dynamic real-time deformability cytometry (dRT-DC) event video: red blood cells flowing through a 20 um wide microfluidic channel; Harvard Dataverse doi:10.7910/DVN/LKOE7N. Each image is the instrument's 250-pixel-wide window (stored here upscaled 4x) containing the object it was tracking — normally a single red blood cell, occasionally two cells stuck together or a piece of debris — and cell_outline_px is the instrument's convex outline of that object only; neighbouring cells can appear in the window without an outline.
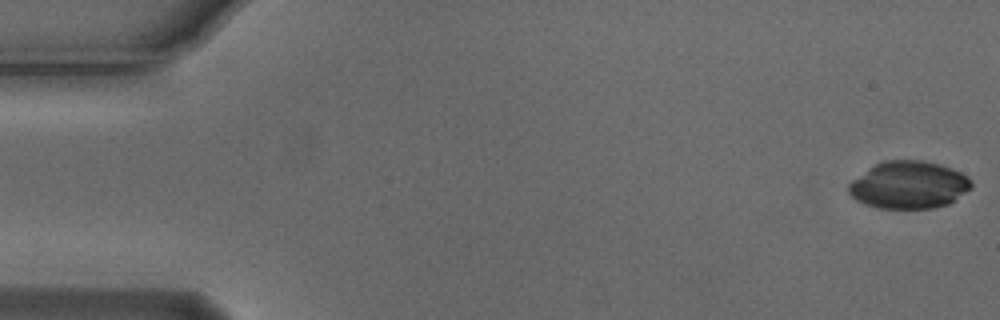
{"species": "Egyptian fruit bat (a non-hibernating species)", "species_latin": "Rousettus aegyptiacus", "temperature_condition": "cold", "stored_images_in_passage": 4, "camera_frame_rate_fps": 3000, "um_per_image_px": 0.085, "animal": {"sex": "male"}, "frame": {"image": 1, "passage_image": 1, "time_ms": 0.0, "image_size_px": [1000, 320], "cell_outline_px": [[972, 188], [948, 204], [932, 208], [880, 208], [856, 200], [848, 192], [848, 184], [852, 180], [868, 168], [884, 160], [924, 160], [940, 164], [952, 168], [968, 176], [972, 180]], "centroid_in_image_um": [77.27, 15.7], "position_along_channel_um": 7.7, "area_um2": 33.93}}